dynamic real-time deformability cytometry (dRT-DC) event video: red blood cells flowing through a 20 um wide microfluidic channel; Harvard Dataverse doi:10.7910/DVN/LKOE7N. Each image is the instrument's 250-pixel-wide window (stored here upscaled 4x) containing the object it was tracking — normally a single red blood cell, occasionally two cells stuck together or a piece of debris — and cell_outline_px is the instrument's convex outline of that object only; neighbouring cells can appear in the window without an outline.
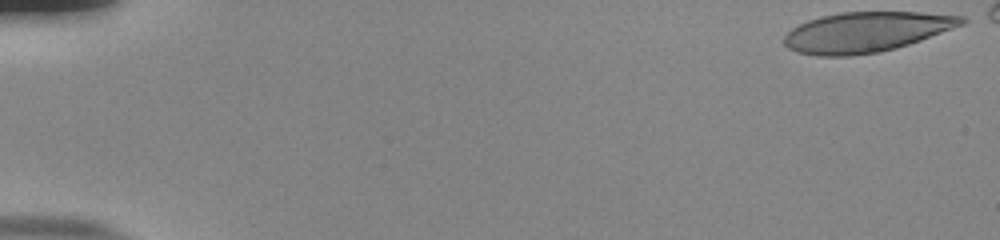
{"species": "human", "species_latin": "Homo sapiens", "temperature_condition": "room temperature", "stored_images_in_passage": 47, "camera_frame_rate_fps": 3000, "um_per_image_px": 0.085, "donor": {"sex": "male"}, "frame": {"image": 1, "passage_image": 1, "time_ms": 0.0, "image_size_px": [1000, 240], "cell_outline_px": [[968, 20], [964, 24], [920, 40], [896, 48], [880, 52], [852, 56], [816, 56], [796, 52], [788, 48], [784, 44], [784, 36], [792, 28], [808, 20], [824, 16], [844, 12], [920, 12], [964, 16]], "centroid_in_image_um": [73.62, 2.73], "position_along_channel_um": 11.4, "area_um2": 41.44}}
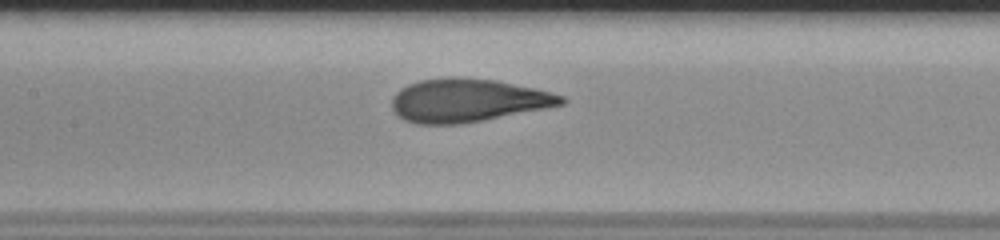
{"frame": {"image": 2, "passage_image": 26, "time_ms": 8.333, "image_size_px": [1000, 240], "cell_outline_px": [[568, 100], [564, 104], [484, 120], [460, 124], [416, 124], [404, 120], [392, 108], [392, 100], [396, 92], [400, 88], [408, 84], [420, 80], [496, 80], [532, 88], [564, 96]], "centroid_in_image_um": [39.75, 8.58], "position_along_channel_um": 167.7, "area_um2": 41.38}}
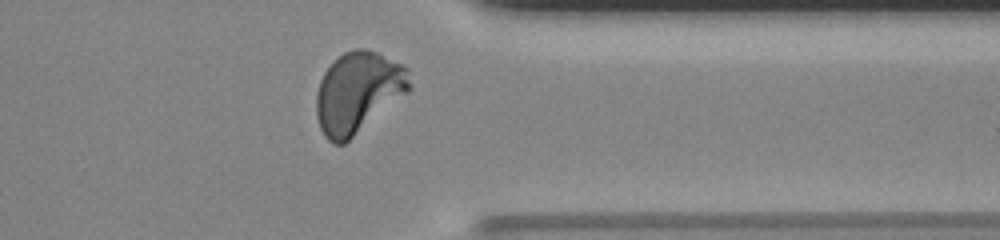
{"frame": {"image": 3, "passage_image": 43, "time_ms": 14.0, "image_size_px": [1000, 240], "cell_outline_px": [[412, 88], [408, 92], [344, 144], [332, 144], [324, 136], [320, 128], [316, 116], [316, 96], [320, 80], [324, 72], [344, 52], [356, 48], [364, 48], [376, 52], [408, 68]], "centroid_in_image_um": [30.43, 7.87], "position_along_channel_um": 381.0, "area_um2": 43.81}, "authors_computed_cell_mechanics": {"area_um2": 42.2518, "velocity_mm_per_s": 3.8365, "shape_relaxation_time_tau1_ms": 4.4707, "shape_relaxation_time_tau2_ms": null, "deformation_change_tau1": 0.2039, "deformation_change_tau2": null}}